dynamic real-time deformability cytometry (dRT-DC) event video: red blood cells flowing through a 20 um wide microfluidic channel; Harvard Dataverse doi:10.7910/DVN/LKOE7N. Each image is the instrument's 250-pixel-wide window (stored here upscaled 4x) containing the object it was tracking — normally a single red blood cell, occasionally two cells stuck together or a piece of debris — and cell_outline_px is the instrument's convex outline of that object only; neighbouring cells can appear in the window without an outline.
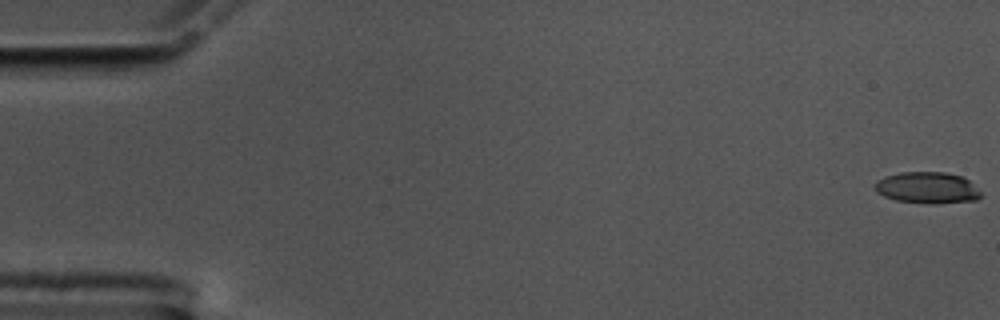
{"species": "common noctule bat (a hibernating species)", "species_latin": "Nyctalus noctula", "temperature_condition": "cold", "stored_images_in_passage": 58, "camera_frame_rate_fps": 3000, "um_per_image_px": 0.085, "animal": {"sex": "male", "body_mass_g": 17.5, "forearm_length_mm": 52.3}, "frame": {"image": 1, "passage_image": 1, "time_ms": 0.0, "image_size_px": [1000, 320], "cell_outline_px": [[980, 196], [976, 200], [936, 204], [928, 204], [896, 200], [884, 196], [876, 192], [876, 180], [884, 176], [900, 172], [944, 172], [960, 176], [968, 180], [980, 192]], "centroid_in_image_um": [78.79, 15.96], "position_along_channel_um": 6.2, "area_um2": 19.36}}
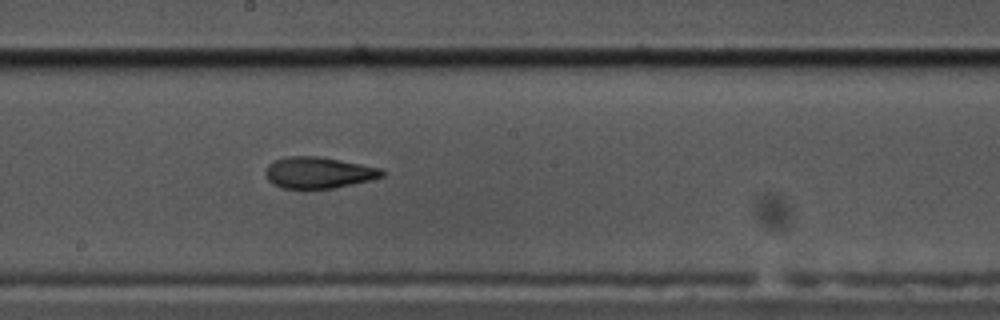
{"frame": {"image": 2, "passage_image": 32, "time_ms": 10.333, "image_size_px": [1000, 320], "cell_outline_px": [[384, 176], [352, 184], [332, 188], [280, 188], [272, 184], [268, 180], [264, 172], [268, 164], [272, 160], [288, 156], [316, 156], [340, 160], [384, 168]], "centroid_in_image_um": [27.04, 14.66], "position_along_channel_um": 221.2, "area_um2": 21.33}}
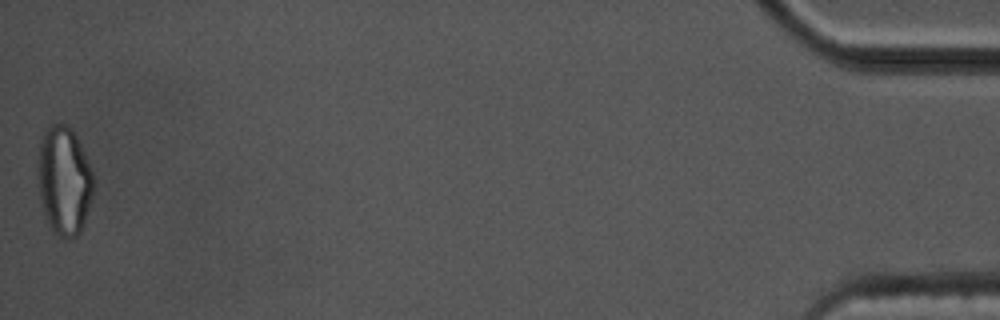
{"frame": {"image": 3, "passage_image": 58, "time_ms": 19.0, "image_size_px": [1000, 320], "cell_outline_px": [[92, 196], [80, 232], [76, 236], [60, 236], [52, 232], [44, 216], [40, 200], [36, 176], [36, 164], [40, 144], [44, 132], [52, 124], [64, 124], [72, 128], [84, 152], [92, 172]], "centroid_in_image_um": [5.39, 15.34], "position_along_channel_um": 429.8, "area_um2": 35.14}, "authors_computed_cell_mechanics": {"area_um2": 21.3282, "velocity_mm_per_s": 3.5118, "shape_relaxation_time_tau1_ms": null, "shape_relaxation_time_tau2_ms": 2.4534, "deformation_change_tau1": null, "deformation_change_tau2": 0.098}}